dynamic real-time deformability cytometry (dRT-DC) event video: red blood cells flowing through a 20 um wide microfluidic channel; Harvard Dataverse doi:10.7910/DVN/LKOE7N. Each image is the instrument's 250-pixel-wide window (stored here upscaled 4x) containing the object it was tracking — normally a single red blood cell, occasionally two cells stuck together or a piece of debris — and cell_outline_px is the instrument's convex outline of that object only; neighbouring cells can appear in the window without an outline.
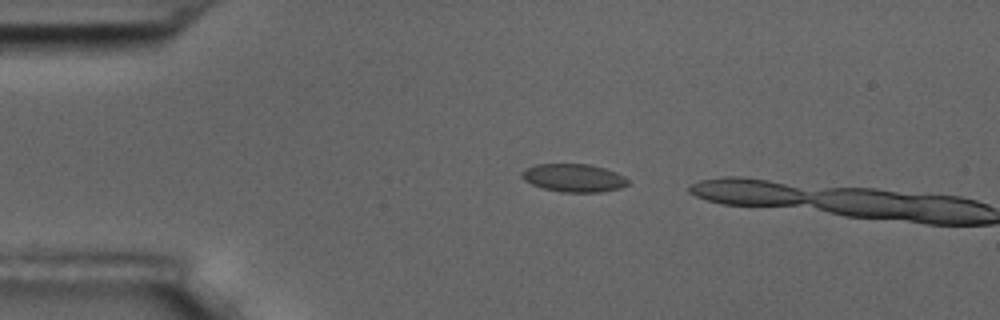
{"species": "common noctule bat (a hibernating species)", "species_latin": "Nyctalus noctula", "temperature_condition": "room temperature", "stored_images_in_passage": 2, "camera_frame_rate_fps": 3000, "um_per_image_px": 0.085, "animal": {"sex": "male", "body_mass_g": 17.5, "forearm_length_mm": 52.3}, "frame": {"image": 1, "passage_image": 1, "time_ms": 0.0, "image_size_px": [1000, 320], "cell_outline_px": [[628, 184], [620, 188], [600, 192], [564, 192], [544, 188], [532, 184], [524, 180], [520, 176], [520, 172], [524, 168], [536, 164], [592, 164], [616, 172], [624, 176], [628, 180]], "centroid_in_image_um": [48.74, 15.11], "position_along_channel_um": 36.3, "area_um2": 17.4}}